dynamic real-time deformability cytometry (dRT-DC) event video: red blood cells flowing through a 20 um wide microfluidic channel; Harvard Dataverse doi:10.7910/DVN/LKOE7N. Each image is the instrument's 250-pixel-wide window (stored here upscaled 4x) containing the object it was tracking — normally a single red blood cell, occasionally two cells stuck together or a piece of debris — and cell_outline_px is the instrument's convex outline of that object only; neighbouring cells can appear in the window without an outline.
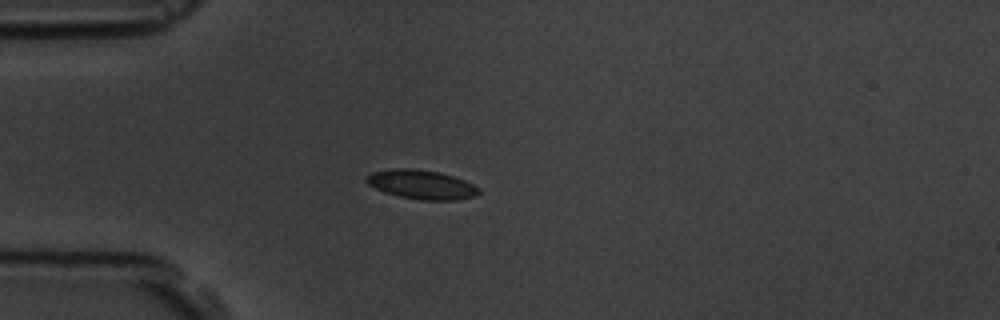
{"species": "common noctule bat (a hibernating species)", "species_latin": "Nyctalus noctula", "temperature_condition": "room temperature", "stored_images_in_passage": 3, "camera_frame_rate_fps": 3000, "um_per_image_px": 0.085, "animal": {"sex": "male", "body_mass_g": 19.5, "forearm_length_mm": 54.6}, "frame": {"image": 1, "passage_image": 3, "time_ms": 3.0, "image_size_px": [1000, 320], "cell_outline_px": [[480, 192], [476, 196], [456, 200], [420, 200], [400, 196], [384, 192], [368, 184], [364, 180], [364, 176], [372, 172], [388, 168], [408, 168], [440, 172], [464, 180], [480, 188]], "centroid_in_image_um": [35.8, 15.68], "position_along_channel_um": 49.2, "area_um2": 19.19}}